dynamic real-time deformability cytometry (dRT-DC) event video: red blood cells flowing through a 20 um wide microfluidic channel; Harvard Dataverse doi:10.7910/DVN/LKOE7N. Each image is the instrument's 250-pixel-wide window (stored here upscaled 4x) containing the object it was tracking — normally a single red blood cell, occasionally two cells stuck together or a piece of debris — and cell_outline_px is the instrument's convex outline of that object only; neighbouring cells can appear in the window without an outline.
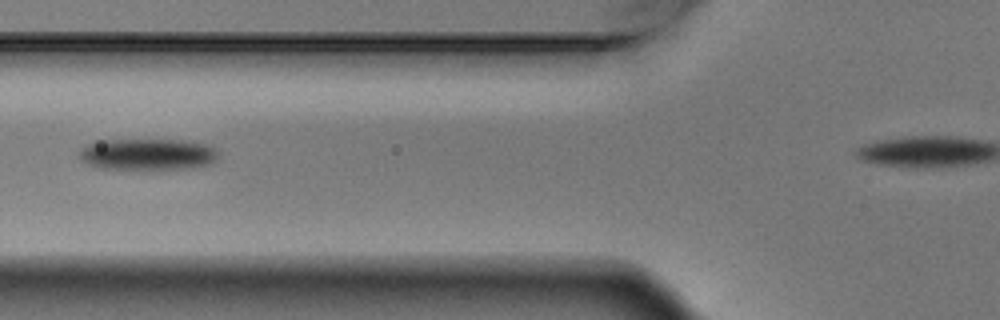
{"species": "Egyptian fruit bat (a non-hibernating species)", "species_latin": "Rousettus aegyptiacus", "temperature_condition": "warm", "stored_images_in_passage": 4, "camera_frame_rate_fps": 3000, "um_per_image_px": 0.085, "animal": {"sex": "male"}, "frame": {"image": 1, "passage_image": 4, "time_ms": 1.0, "image_size_px": [1000, 320], "cell_outline_px": [[220, 156], [212, 164], [192, 168], [100, 168], [88, 164], [80, 160], [80, 152], [88, 144], [100, 140], [192, 140], [212, 144], [220, 148]], "centroid_in_image_um": [12.71, 13.09], "position_along_channel_um": 113.1, "area_um2": 25.78}}